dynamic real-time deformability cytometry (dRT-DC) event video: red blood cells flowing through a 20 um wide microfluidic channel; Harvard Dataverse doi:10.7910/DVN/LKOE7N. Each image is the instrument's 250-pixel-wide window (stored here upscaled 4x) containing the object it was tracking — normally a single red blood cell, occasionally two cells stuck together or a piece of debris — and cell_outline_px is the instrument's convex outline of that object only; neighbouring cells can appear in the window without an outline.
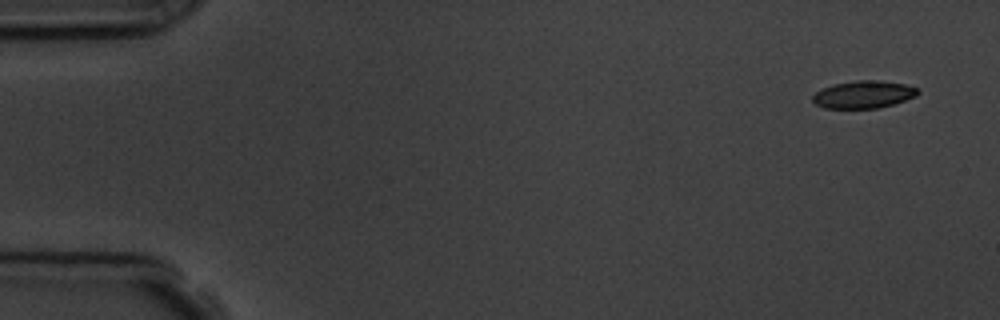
{"species": "common noctule bat (a hibernating species)", "species_latin": "Nyctalus noctula", "temperature_condition": "room temperature", "stored_images_in_passage": 4, "camera_frame_rate_fps": 3000, "um_per_image_px": 0.085, "animal": {"sex": "male", "body_mass_g": 19.5, "forearm_length_mm": 54.6}, "frame": {"image": 1, "passage_image": 1, "time_ms": 0.0, "image_size_px": [1000, 320], "cell_outline_px": [[920, 92], [916, 96], [892, 104], [876, 108], [824, 108], [816, 104], [812, 100], [812, 96], [816, 92], [832, 84], [856, 80], [880, 80], [904, 84], [920, 88]], "centroid_in_image_um": [73.41, 8.02], "position_along_channel_um": 11.6, "area_um2": 16.82}}
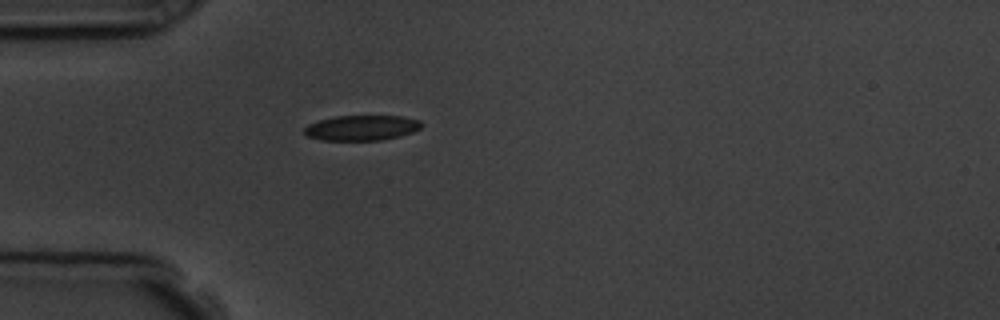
{"frame": {"image": 2, "passage_image": 4, "time_ms": 4.333, "image_size_px": [1000, 320], "cell_outline_px": [[420, 128], [412, 132], [400, 136], [380, 140], [320, 140], [308, 136], [304, 132], [304, 128], [308, 124], [320, 120], [336, 116], [400, 116], [420, 120]], "centroid_in_image_um": [30.72, 10.87], "position_along_channel_um": 54.3, "area_um2": 17.05}}